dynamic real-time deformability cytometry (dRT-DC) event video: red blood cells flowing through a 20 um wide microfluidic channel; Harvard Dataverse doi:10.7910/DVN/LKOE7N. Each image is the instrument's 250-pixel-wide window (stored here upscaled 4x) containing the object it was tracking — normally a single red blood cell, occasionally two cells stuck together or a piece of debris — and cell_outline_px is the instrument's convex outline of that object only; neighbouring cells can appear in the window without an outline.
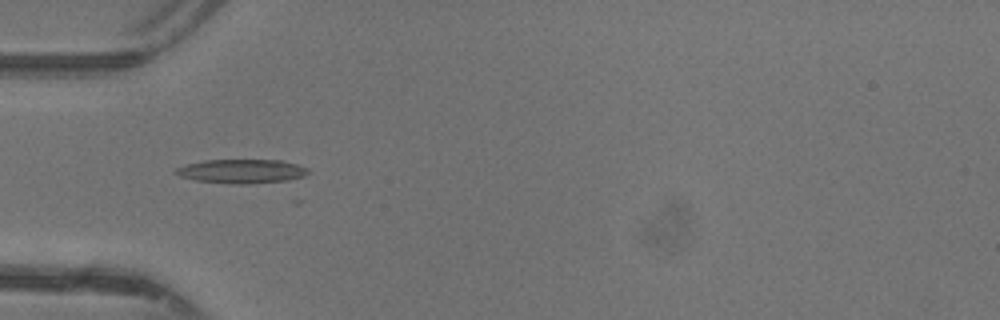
{"species": "common noctule bat (a hibernating species)", "species_latin": "Nyctalus noctula", "temperature_condition": "warm", "stored_images_in_passage": 15, "camera_frame_rate_fps": 3000, "um_per_image_px": 0.085, "animal": {"sex": "female"}, "frame": {"image": 1, "passage_image": 1, "time_ms": 0.0, "image_size_px": [1000, 320], "cell_outline_px": [[308, 172], [304, 176], [288, 180], [244, 184], [236, 184], [196, 180], [180, 176], [172, 172], [176, 168], [184, 164], [204, 160], [284, 160], [308, 168]], "centroid_in_image_um": [20.51, 14.54], "position_along_channel_um": 64.5, "area_um2": 18.5}}
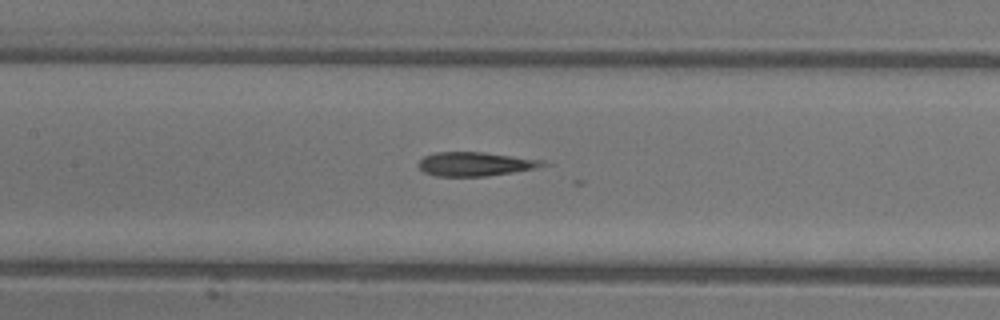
{"frame": {"image": 2, "passage_image": 8, "time_ms": 2.333, "image_size_px": [1000, 320], "cell_outline_px": [[552, 164], [512, 172], [484, 176], [436, 176], [424, 172], [416, 164], [424, 156], [436, 152], [484, 152], [544, 160]], "centroid_in_image_um": [40.38, 13.93], "position_along_channel_um": 167.0, "area_um2": 17.28}}
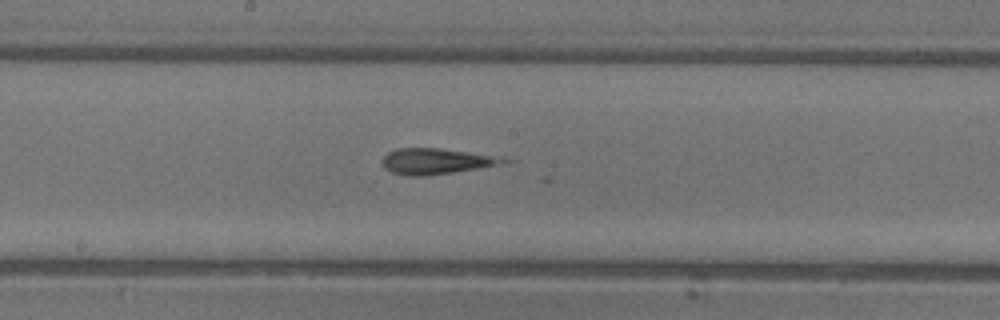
{"frame": {"image": 3, "passage_image": 11, "time_ms": 3.333, "image_size_px": [1000, 320], "cell_outline_px": [[516, 160], [476, 168], [428, 176], [404, 176], [392, 172], [384, 168], [384, 156], [388, 152], [396, 148], [440, 148], [504, 156]], "centroid_in_image_um": [37.11, 13.69], "position_along_channel_um": 211.1, "area_um2": 18.32}}